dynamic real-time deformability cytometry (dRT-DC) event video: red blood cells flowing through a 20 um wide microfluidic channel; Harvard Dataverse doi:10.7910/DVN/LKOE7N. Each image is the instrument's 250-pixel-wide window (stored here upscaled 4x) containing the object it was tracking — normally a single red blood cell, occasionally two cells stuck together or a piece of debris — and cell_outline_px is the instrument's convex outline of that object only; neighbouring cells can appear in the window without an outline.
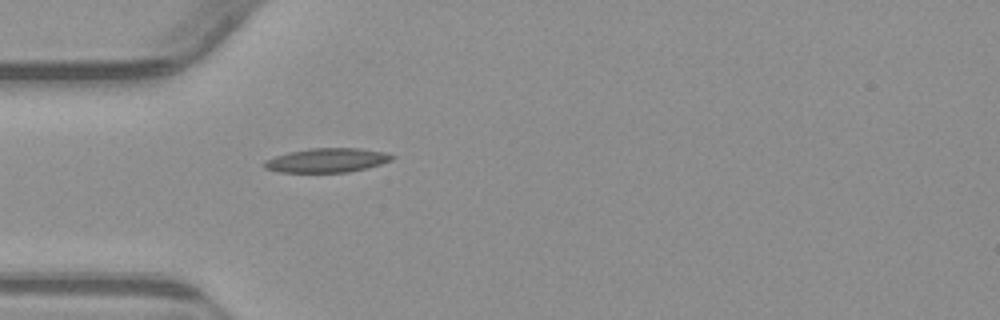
{"species": "common noctule bat (a hibernating species)", "species_latin": "Nyctalus noctula", "temperature_condition": "warm", "stored_images_in_passage": 41, "camera_frame_rate_fps": 3000, "um_per_image_px": 0.085, "animal": {"sex": "male", "body_mass_g": 23.1, "forearm_length_mm": 52.7}, "frame": {"image": 1, "passage_image": 3, "time_ms": 0.667, "image_size_px": [1000, 320], "cell_outline_px": [[396, 156], [392, 160], [380, 164], [348, 172], [280, 172], [264, 168], [264, 160], [288, 152], [308, 148], [360, 148], [384, 152]], "centroid_in_image_um": [27.78, 13.61], "position_along_channel_um": 57.2, "area_um2": 17.92}}
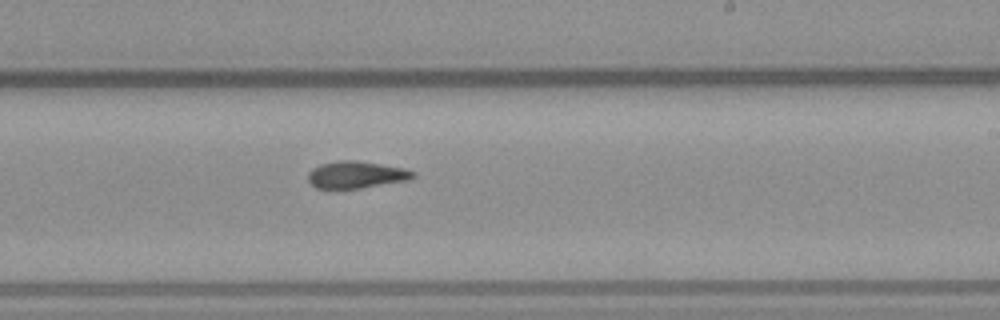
{"frame": {"image": 2, "passage_image": 19, "time_ms": 6.0, "image_size_px": [1000, 320], "cell_outline_px": [[416, 176], [408, 180], [360, 188], [316, 188], [308, 180], [308, 172], [312, 168], [320, 164], [340, 160], [356, 160], [404, 168], [416, 172]], "centroid_in_image_um": [30.28, 14.84], "position_along_channel_um": 258.7, "area_um2": 16.47}}
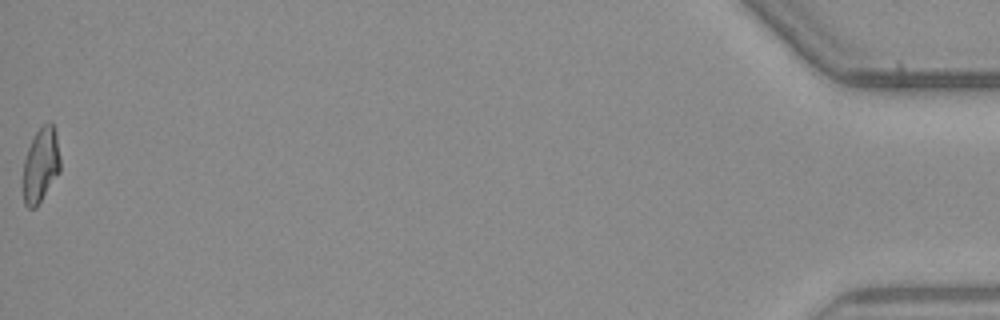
{"frame": {"image": 3, "passage_image": 41, "time_ms": 13.333, "image_size_px": [1000, 320], "cell_outline_px": [[60, 172], [36, 208], [28, 208], [24, 204], [20, 184], [24, 160], [32, 136], [48, 120], [52, 124], [56, 132], [60, 156]], "centroid_in_image_um": [3.42, 14.07], "position_along_channel_um": 431.8, "area_um2": 16.82}, "authors_computed_cell_mechanics": {"area_um2": 16.6464, "velocity_mm_per_s": 3.8373, "shape_relaxation_time_tau1_ms": null, "shape_relaxation_time_tau2_ms": 5.376, "deformation_change_tau1": null, "deformation_change_tau2": 0.1263}}